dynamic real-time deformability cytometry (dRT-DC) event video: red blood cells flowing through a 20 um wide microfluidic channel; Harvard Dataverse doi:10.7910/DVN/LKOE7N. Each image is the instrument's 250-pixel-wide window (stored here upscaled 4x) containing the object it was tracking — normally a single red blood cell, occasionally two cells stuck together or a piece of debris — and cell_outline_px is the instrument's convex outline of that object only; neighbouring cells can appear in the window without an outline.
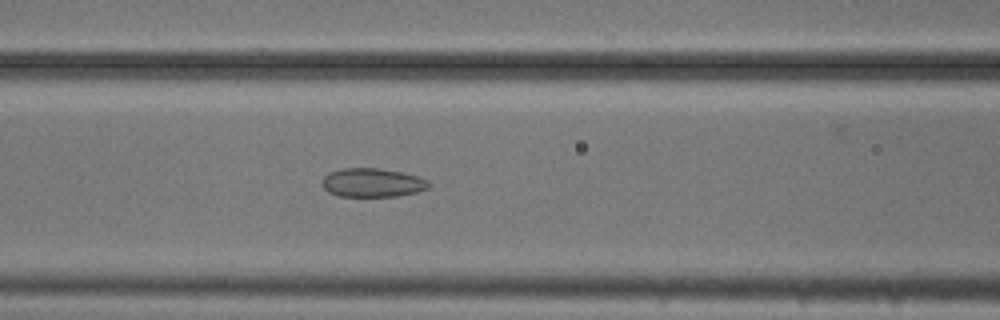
{"species": "common noctule bat (a hibernating species)", "species_latin": "Nyctalus noctula", "temperature_condition": "cold", "stored_images_in_passage": 54, "camera_frame_rate_fps": 3000, "um_per_image_px": 0.085, "animal": {"sex": "male", "body_mass_g": 20.5, "forearm_length_mm": 52.5}, "frame": {"image": 1, "passage_image": 22, "time_ms": 7.0, "image_size_px": [1000, 320], "cell_outline_px": [[428, 188], [416, 192], [396, 196], [340, 196], [328, 192], [324, 188], [324, 176], [328, 172], [340, 168], [380, 168], [400, 172], [416, 176], [428, 180]], "centroid_in_image_um": [31.63, 15.52], "position_along_channel_um": 135.0, "area_um2": 17.69}}
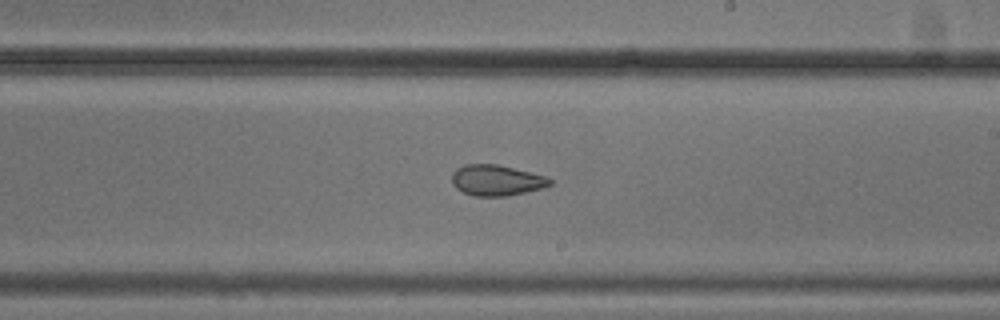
{"frame": {"image": 2, "passage_image": 31, "time_ms": 10.0, "image_size_px": [1000, 320], "cell_outline_px": [[552, 184], [544, 188], [508, 196], [472, 196], [456, 188], [452, 184], [452, 172], [456, 168], [464, 164], [496, 164], [544, 176], [552, 180]], "centroid_in_image_um": [42.17, 15.33], "position_along_channel_um": 246.8, "area_um2": 17.57}}
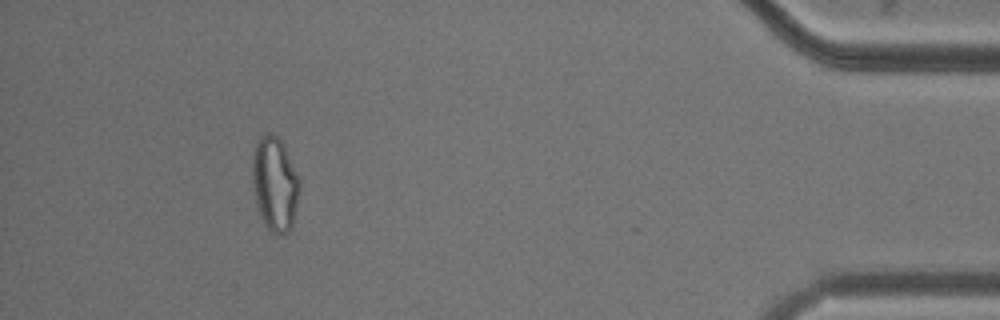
{"frame": {"image": 3, "passage_image": 49, "time_ms": 16.0, "image_size_px": [1000, 320], "cell_outline_px": [[300, 188], [292, 228], [288, 232], [272, 232], [264, 224], [260, 216], [256, 200], [252, 180], [252, 160], [256, 140], [264, 132], [272, 132], [280, 140], [300, 176]], "centroid_in_image_um": [23.36, 15.59], "position_along_channel_um": 411.8, "area_um2": 26.01}, "authors_computed_cell_mechanics": {"area_um2": 22.1663, "velocity_mm_per_s": 3.7291, "shape_relaxation_time_tau1_ms": null, "shape_relaxation_time_tau2_ms": 1.7788, "deformation_change_tau1": null, "deformation_change_tau2": 0.0669}}